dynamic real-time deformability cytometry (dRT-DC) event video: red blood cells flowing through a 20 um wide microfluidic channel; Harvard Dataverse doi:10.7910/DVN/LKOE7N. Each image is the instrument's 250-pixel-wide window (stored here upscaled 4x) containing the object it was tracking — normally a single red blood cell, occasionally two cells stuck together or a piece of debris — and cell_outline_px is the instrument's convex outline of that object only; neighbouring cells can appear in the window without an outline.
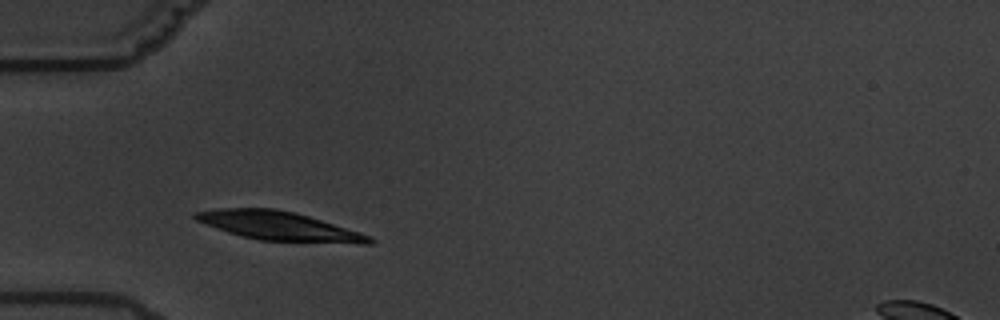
{"species": "common noctule bat (a hibernating species)", "species_latin": "Nyctalus noctula", "temperature_condition": "warm", "stored_images_in_passage": 3, "camera_frame_rate_fps": 3000, "um_per_image_px": 0.085, "animal": {"sex": "male", "body_mass_g": 19.5, "forearm_length_mm": 54.6}, "frame": {"image": 1, "passage_image": 2, "time_ms": 1.333, "image_size_px": [1000, 320], "cell_outline_px": [[376, 240], [372, 244], [360, 244], [260, 240], [240, 236], [228, 232], [196, 220], [192, 216], [196, 212], [220, 208], [272, 208], [292, 212], [308, 216], [372, 236]], "centroid_in_image_um": [23.75, 19.22], "position_along_channel_um": 61.2, "area_um2": 29.02}}